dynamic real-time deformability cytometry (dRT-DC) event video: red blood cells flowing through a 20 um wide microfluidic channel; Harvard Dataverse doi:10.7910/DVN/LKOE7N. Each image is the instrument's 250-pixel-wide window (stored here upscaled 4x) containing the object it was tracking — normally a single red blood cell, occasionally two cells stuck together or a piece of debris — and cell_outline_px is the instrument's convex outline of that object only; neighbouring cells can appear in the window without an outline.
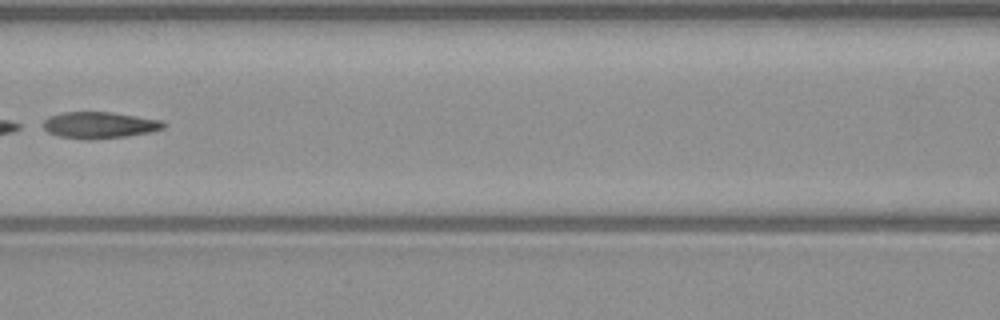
{"species": "common noctule bat (a hibernating species)", "species_latin": "Nyctalus noctula", "temperature_condition": "warm", "stored_images_in_passage": 7, "camera_frame_rate_fps": 3000, "um_per_image_px": 0.085, "animal": {"sex": "male", "body_mass_g": 23.1, "forearm_length_mm": 52.7}, "frame": {"image": 1, "passage_image": 7, "time_ms": 7.0, "image_size_px": [1000, 320], "cell_outline_px": [[168, 124], [164, 128], [152, 132], [128, 136], [60, 136], [48, 132], [36, 124], [48, 116], [60, 112], [108, 112], [136, 116], [160, 120]], "centroid_in_image_um": [8.41, 10.57], "position_along_channel_um": 158.2, "area_um2": 17.98}}